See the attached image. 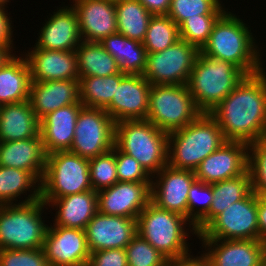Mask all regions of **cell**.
I'll return each instance as SVG.
<instances>
[{"label": "cell", "instance_id": "obj_1", "mask_svg": "<svg viewBox=\"0 0 266 266\" xmlns=\"http://www.w3.org/2000/svg\"><path fill=\"white\" fill-rule=\"evenodd\" d=\"M227 141L248 145L266 137V72L246 75L209 113Z\"/></svg>", "mask_w": 266, "mask_h": 266}, {"label": "cell", "instance_id": "obj_2", "mask_svg": "<svg viewBox=\"0 0 266 266\" xmlns=\"http://www.w3.org/2000/svg\"><path fill=\"white\" fill-rule=\"evenodd\" d=\"M244 22L236 13L227 9L214 24L200 53L233 63L246 75L262 71V50L255 42L250 26Z\"/></svg>", "mask_w": 266, "mask_h": 266}, {"label": "cell", "instance_id": "obj_3", "mask_svg": "<svg viewBox=\"0 0 266 266\" xmlns=\"http://www.w3.org/2000/svg\"><path fill=\"white\" fill-rule=\"evenodd\" d=\"M226 141L218 122L209 113H201L184 128L168 133L167 165L194 171Z\"/></svg>", "mask_w": 266, "mask_h": 266}, {"label": "cell", "instance_id": "obj_4", "mask_svg": "<svg viewBox=\"0 0 266 266\" xmlns=\"http://www.w3.org/2000/svg\"><path fill=\"white\" fill-rule=\"evenodd\" d=\"M137 232L169 261L191 256L187 238L190 233L198 237L187 218L159 208L152 201L137 218Z\"/></svg>", "mask_w": 266, "mask_h": 266}, {"label": "cell", "instance_id": "obj_5", "mask_svg": "<svg viewBox=\"0 0 266 266\" xmlns=\"http://www.w3.org/2000/svg\"><path fill=\"white\" fill-rule=\"evenodd\" d=\"M245 76L233 63L199 53L187 86L197 108L210 113Z\"/></svg>", "mask_w": 266, "mask_h": 266}, {"label": "cell", "instance_id": "obj_6", "mask_svg": "<svg viewBox=\"0 0 266 266\" xmlns=\"http://www.w3.org/2000/svg\"><path fill=\"white\" fill-rule=\"evenodd\" d=\"M114 145L135 158L152 177L167 165L168 133L145 120L115 123Z\"/></svg>", "mask_w": 266, "mask_h": 266}, {"label": "cell", "instance_id": "obj_7", "mask_svg": "<svg viewBox=\"0 0 266 266\" xmlns=\"http://www.w3.org/2000/svg\"><path fill=\"white\" fill-rule=\"evenodd\" d=\"M43 200L0 207V250L40 249L48 228L42 218ZM43 211V212H42ZM43 219V220H42Z\"/></svg>", "mask_w": 266, "mask_h": 266}, {"label": "cell", "instance_id": "obj_8", "mask_svg": "<svg viewBox=\"0 0 266 266\" xmlns=\"http://www.w3.org/2000/svg\"><path fill=\"white\" fill-rule=\"evenodd\" d=\"M40 184L41 199H58L93 190L90 183L89 159L69 150L48 154Z\"/></svg>", "mask_w": 266, "mask_h": 266}, {"label": "cell", "instance_id": "obj_9", "mask_svg": "<svg viewBox=\"0 0 266 266\" xmlns=\"http://www.w3.org/2000/svg\"><path fill=\"white\" fill-rule=\"evenodd\" d=\"M201 113L187 85H151L146 119L158 129L170 133L184 128Z\"/></svg>", "mask_w": 266, "mask_h": 266}, {"label": "cell", "instance_id": "obj_10", "mask_svg": "<svg viewBox=\"0 0 266 266\" xmlns=\"http://www.w3.org/2000/svg\"><path fill=\"white\" fill-rule=\"evenodd\" d=\"M200 49L179 39L167 49L147 54L142 76L151 85H187Z\"/></svg>", "mask_w": 266, "mask_h": 266}, {"label": "cell", "instance_id": "obj_11", "mask_svg": "<svg viewBox=\"0 0 266 266\" xmlns=\"http://www.w3.org/2000/svg\"><path fill=\"white\" fill-rule=\"evenodd\" d=\"M258 195L251 192L217 215L199 234L198 239L259 240Z\"/></svg>", "mask_w": 266, "mask_h": 266}, {"label": "cell", "instance_id": "obj_12", "mask_svg": "<svg viewBox=\"0 0 266 266\" xmlns=\"http://www.w3.org/2000/svg\"><path fill=\"white\" fill-rule=\"evenodd\" d=\"M115 137V122L102 108L80 109L74 140L69 151L91 159L112 150Z\"/></svg>", "mask_w": 266, "mask_h": 266}, {"label": "cell", "instance_id": "obj_13", "mask_svg": "<svg viewBox=\"0 0 266 266\" xmlns=\"http://www.w3.org/2000/svg\"><path fill=\"white\" fill-rule=\"evenodd\" d=\"M195 181L194 171L166 165L152 176L151 201L159 208L188 219V192Z\"/></svg>", "mask_w": 266, "mask_h": 266}, {"label": "cell", "instance_id": "obj_14", "mask_svg": "<svg viewBox=\"0 0 266 266\" xmlns=\"http://www.w3.org/2000/svg\"><path fill=\"white\" fill-rule=\"evenodd\" d=\"M151 202V182H120L97 192L98 212L137 219Z\"/></svg>", "mask_w": 266, "mask_h": 266}, {"label": "cell", "instance_id": "obj_15", "mask_svg": "<svg viewBox=\"0 0 266 266\" xmlns=\"http://www.w3.org/2000/svg\"><path fill=\"white\" fill-rule=\"evenodd\" d=\"M49 266H80L89 262L85 231L76 228L49 226L43 244Z\"/></svg>", "mask_w": 266, "mask_h": 266}, {"label": "cell", "instance_id": "obj_16", "mask_svg": "<svg viewBox=\"0 0 266 266\" xmlns=\"http://www.w3.org/2000/svg\"><path fill=\"white\" fill-rule=\"evenodd\" d=\"M249 145L226 141L194 170L196 180L212 184L238 177L248 170Z\"/></svg>", "mask_w": 266, "mask_h": 266}, {"label": "cell", "instance_id": "obj_17", "mask_svg": "<svg viewBox=\"0 0 266 266\" xmlns=\"http://www.w3.org/2000/svg\"><path fill=\"white\" fill-rule=\"evenodd\" d=\"M151 84L138 74H126L111 103L104 109L115 123L126 120H145L149 107Z\"/></svg>", "mask_w": 266, "mask_h": 266}, {"label": "cell", "instance_id": "obj_18", "mask_svg": "<svg viewBox=\"0 0 266 266\" xmlns=\"http://www.w3.org/2000/svg\"><path fill=\"white\" fill-rule=\"evenodd\" d=\"M209 266H263L266 242L262 240L199 239Z\"/></svg>", "mask_w": 266, "mask_h": 266}, {"label": "cell", "instance_id": "obj_19", "mask_svg": "<svg viewBox=\"0 0 266 266\" xmlns=\"http://www.w3.org/2000/svg\"><path fill=\"white\" fill-rule=\"evenodd\" d=\"M84 231L90 253L106 249H125L138 234L137 219L97 212Z\"/></svg>", "mask_w": 266, "mask_h": 266}, {"label": "cell", "instance_id": "obj_20", "mask_svg": "<svg viewBox=\"0 0 266 266\" xmlns=\"http://www.w3.org/2000/svg\"><path fill=\"white\" fill-rule=\"evenodd\" d=\"M71 6L57 7L56 11L47 16L41 27L35 48L47 50L75 51L82 41L78 15Z\"/></svg>", "mask_w": 266, "mask_h": 266}, {"label": "cell", "instance_id": "obj_21", "mask_svg": "<svg viewBox=\"0 0 266 266\" xmlns=\"http://www.w3.org/2000/svg\"><path fill=\"white\" fill-rule=\"evenodd\" d=\"M31 48L27 53L23 50L30 67L31 81L79 80L75 51Z\"/></svg>", "mask_w": 266, "mask_h": 266}, {"label": "cell", "instance_id": "obj_22", "mask_svg": "<svg viewBox=\"0 0 266 266\" xmlns=\"http://www.w3.org/2000/svg\"><path fill=\"white\" fill-rule=\"evenodd\" d=\"M82 41L101 42L118 32L115 3L106 0H73Z\"/></svg>", "mask_w": 266, "mask_h": 266}, {"label": "cell", "instance_id": "obj_23", "mask_svg": "<svg viewBox=\"0 0 266 266\" xmlns=\"http://www.w3.org/2000/svg\"><path fill=\"white\" fill-rule=\"evenodd\" d=\"M82 103L61 107L40 120V135L46 154L70 150Z\"/></svg>", "mask_w": 266, "mask_h": 266}, {"label": "cell", "instance_id": "obj_24", "mask_svg": "<svg viewBox=\"0 0 266 266\" xmlns=\"http://www.w3.org/2000/svg\"><path fill=\"white\" fill-rule=\"evenodd\" d=\"M29 101L40 120L61 107L81 103L78 80L31 81Z\"/></svg>", "mask_w": 266, "mask_h": 266}, {"label": "cell", "instance_id": "obj_25", "mask_svg": "<svg viewBox=\"0 0 266 266\" xmlns=\"http://www.w3.org/2000/svg\"><path fill=\"white\" fill-rule=\"evenodd\" d=\"M46 161L47 154L40 134L29 139L0 142V166L28 171L40 183Z\"/></svg>", "mask_w": 266, "mask_h": 266}, {"label": "cell", "instance_id": "obj_26", "mask_svg": "<svg viewBox=\"0 0 266 266\" xmlns=\"http://www.w3.org/2000/svg\"><path fill=\"white\" fill-rule=\"evenodd\" d=\"M41 200L44 201L48 208H56L57 210L53 226L84 230L98 212L97 192L94 190L58 199Z\"/></svg>", "mask_w": 266, "mask_h": 266}, {"label": "cell", "instance_id": "obj_27", "mask_svg": "<svg viewBox=\"0 0 266 266\" xmlns=\"http://www.w3.org/2000/svg\"><path fill=\"white\" fill-rule=\"evenodd\" d=\"M40 134V119L29 100L0 106V142L29 139Z\"/></svg>", "mask_w": 266, "mask_h": 266}, {"label": "cell", "instance_id": "obj_28", "mask_svg": "<svg viewBox=\"0 0 266 266\" xmlns=\"http://www.w3.org/2000/svg\"><path fill=\"white\" fill-rule=\"evenodd\" d=\"M30 67L26 57L14 55L0 67V106L29 100Z\"/></svg>", "mask_w": 266, "mask_h": 266}, {"label": "cell", "instance_id": "obj_29", "mask_svg": "<svg viewBox=\"0 0 266 266\" xmlns=\"http://www.w3.org/2000/svg\"><path fill=\"white\" fill-rule=\"evenodd\" d=\"M40 189V182L30 172L23 169L0 166L1 205L24 204L37 201L41 199ZM27 191L29 195H27ZM24 193L28 197L24 195L25 200H19L18 202L17 198L19 199Z\"/></svg>", "mask_w": 266, "mask_h": 266}, {"label": "cell", "instance_id": "obj_30", "mask_svg": "<svg viewBox=\"0 0 266 266\" xmlns=\"http://www.w3.org/2000/svg\"><path fill=\"white\" fill-rule=\"evenodd\" d=\"M100 43L116 59L120 72L142 75L148 54L142 42L117 32L107 36Z\"/></svg>", "mask_w": 266, "mask_h": 266}, {"label": "cell", "instance_id": "obj_31", "mask_svg": "<svg viewBox=\"0 0 266 266\" xmlns=\"http://www.w3.org/2000/svg\"><path fill=\"white\" fill-rule=\"evenodd\" d=\"M75 52L79 78L104 77L120 73L116 59L100 42L81 41Z\"/></svg>", "mask_w": 266, "mask_h": 266}, {"label": "cell", "instance_id": "obj_32", "mask_svg": "<svg viewBox=\"0 0 266 266\" xmlns=\"http://www.w3.org/2000/svg\"><path fill=\"white\" fill-rule=\"evenodd\" d=\"M252 191L249 170L238 177L212 183L213 200L208 211V224L228 206L244 199Z\"/></svg>", "mask_w": 266, "mask_h": 266}, {"label": "cell", "instance_id": "obj_33", "mask_svg": "<svg viewBox=\"0 0 266 266\" xmlns=\"http://www.w3.org/2000/svg\"><path fill=\"white\" fill-rule=\"evenodd\" d=\"M115 8L118 33L143 42L153 15L138 0H121Z\"/></svg>", "mask_w": 266, "mask_h": 266}, {"label": "cell", "instance_id": "obj_34", "mask_svg": "<svg viewBox=\"0 0 266 266\" xmlns=\"http://www.w3.org/2000/svg\"><path fill=\"white\" fill-rule=\"evenodd\" d=\"M125 73L111 76L81 77L79 83V98L84 107L105 109L112 101L119 84Z\"/></svg>", "mask_w": 266, "mask_h": 266}, {"label": "cell", "instance_id": "obj_35", "mask_svg": "<svg viewBox=\"0 0 266 266\" xmlns=\"http://www.w3.org/2000/svg\"><path fill=\"white\" fill-rule=\"evenodd\" d=\"M179 39V26L168 15H153L142 43L147 53H155L167 49Z\"/></svg>", "mask_w": 266, "mask_h": 266}, {"label": "cell", "instance_id": "obj_36", "mask_svg": "<svg viewBox=\"0 0 266 266\" xmlns=\"http://www.w3.org/2000/svg\"><path fill=\"white\" fill-rule=\"evenodd\" d=\"M212 200V184L196 180L191 185L188 192V220L195 226L198 234L208 225V211Z\"/></svg>", "mask_w": 266, "mask_h": 266}, {"label": "cell", "instance_id": "obj_37", "mask_svg": "<svg viewBox=\"0 0 266 266\" xmlns=\"http://www.w3.org/2000/svg\"><path fill=\"white\" fill-rule=\"evenodd\" d=\"M226 9L221 0H171L167 15L179 26L186 18L222 15Z\"/></svg>", "mask_w": 266, "mask_h": 266}, {"label": "cell", "instance_id": "obj_38", "mask_svg": "<svg viewBox=\"0 0 266 266\" xmlns=\"http://www.w3.org/2000/svg\"><path fill=\"white\" fill-rule=\"evenodd\" d=\"M89 175L92 189L96 192L118 182L115 153L109 152L89 159Z\"/></svg>", "mask_w": 266, "mask_h": 266}, {"label": "cell", "instance_id": "obj_39", "mask_svg": "<svg viewBox=\"0 0 266 266\" xmlns=\"http://www.w3.org/2000/svg\"><path fill=\"white\" fill-rule=\"evenodd\" d=\"M221 15H198L186 18L179 25L180 39L199 49L208 41L213 26Z\"/></svg>", "mask_w": 266, "mask_h": 266}, {"label": "cell", "instance_id": "obj_40", "mask_svg": "<svg viewBox=\"0 0 266 266\" xmlns=\"http://www.w3.org/2000/svg\"><path fill=\"white\" fill-rule=\"evenodd\" d=\"M128 266H167L169 260L137 234L125 247Z\"/></svg>", "mask_w": 266, "mask_h": 266}, {"label": "cell", "instance_id": "obj_41", "mask_svg": "<svg viewBox=\"0 0 266 266\" xmlns=\"http://www.w3.org/2000/svg\"><path fill=\"white\" fill-rule=\"evenodd\" d=\"M248 170L253 192L266 195V137L249 145Z\"/></svg>", "mask_w": 266, "mask_h": 266}, {"label": "cell", "instance_id": "obj_42", "mask_svg": "<svg viewBox=\"0 0 266 266\" xmlns=\"http://www.w3.org/2000/svg\"><path fill=\"white\" fill-rule=\"evenodd\" d=\"M112 151L115 153L118 181L151 182L152 177L135 158L121 152L115 145Z\"/></svg>", "mask_w": 266, "mask_h": 266}, {"label": "cell", "instance_id": "obj_43", "mask_svg": "<svg viewBox=\"0 0 266 266\" xmlns=\"http://www.w3.org/2000/svg\"><path fill=\"white\" fill-rule=\"evenodd\" d=\"M0 266H49L43 248L1 249Z\"/></svg>", "mask_w": 266, "mask_h": 266}, {"label": "cell", "instance_id": "obj_44", "mask_svg": "<svg viewBox=\"0 0 266 266\" xmlns=\"http://www.w3.org/2000/svg\"><path fill=\"white\" fill-rule=\"evenodd\" d=\"M91 266H128L125 249H106L91 252L89 262Z\"/></svg>", "mask_w": 266, "mask_h": 266}, {"label": "cell", "instance_id": "obj_45", "mask_svg": "<svg viewBox=\"0 0 266 266\" xmlns=\"http://www.w3.org/2000/svg\"><path fill=\"white\" fill-rule=\"evenodd\" d=\"M8 13L6 7L0 5V45L1 46H14V36L12 19ZM13 27V29H12Z\"/></svg>", "mask_w": 266, "mask_h": 266}, {"label": "cell", "instance_id": "obj_46", "mask_svg": "<svg viewBox=\"0 0 266 266\" xmlns=\"http://www.w3.org/2000/svg\"><path fill=\"white\" fill-rule=\"evenodd\" d=\"M152 15H167L171 0H138Z\"/></svg>", "mask_w": 266, "mask_h": 266}, {"label": "cell", "instance_id": "obj_47", "mask_svg": "<svg viewBox=\"0 0 266 266\" xmlns=\"http://www.w3.org/2000/svg\"><path fill=\"white\" fill-rule=\"evenodd\" d=\"M259 240L266 242V195H258Z\"/></svg>", "mask_w": 266, "mask_h": 266}, {"label": "cell", "instance_id": "obj_48", "mask_svg": "<svg viewBox=\"0 0 266 266\" xmlns=\"http://www.w3.org/2000/svg\"><path fill=\"white\" fill-rule=\"evenodd\" d=\"M169 265L170 266H209L208 262L202 255L201 256L191 255L184 259L170 261Z\"/></svg>", "mask_w": 266, "mask_h": 266}, {"label": "cell", "instance_id": "obj_49", "mask_svg": "<svg viewBox=\"0 0 266 266\" xmlns=\"http://www.w3.org/2000/svg\"><path fill=\"white\" fill-rule=\"evenodd\" d=\"M14 46H1L0 45V67H2L9 59H11L16 53H13ZM12 53V54H11Z\"/></svg>", "mask_w": 266, "mask_h": 266}, {"label": "cell", "instance_id": "obj_50", "mask_svg": "<svg viewBox=\"0 0 266 266\" xmlns=\"http://www.w3.org/2000/svg\"><path fill=\"white\" fill-rule=\"evenodd\" d=\"M11 2L10 0H0V5L7 7L8 3Z\"/></svg>", "mask_w": 266, "mask_h": 266}, {"label": "cell", "instance_id": "obj_51", "mask_svg": "<svg viewBox=\"0 0 266 266\" xmlns=\"http://www.w3.org/2000/svg\"><path fill=\"white\" fill-rule=\"evenodd\" d=\"M263 266H266V246L263 253Z\"/></svg>", "mask_w": 266, "mask_h": 266}, {"label": "cell", "instance_id": "obj_52", "mask_svg": "<svg viewBox=\"0 0 266 266\" xmlns=\"http://www.w3.org/2000/svg\"><path fill=\"white\" fill-rule=\"evenodd\" d=\"M106 1L117 3V2H120L121 0H106Z\"/></svg>", "mask_w": 266, "mask_h": 266}, {"label": "cell", "instance_id": "obj_53", "mask_svg": "<svg viewBox=\"0 0 266 266\" xmlns=\"http://www.w3.org/2000/svg\"><path fill=\"white\" fill-rule=\"evenodd\" d=\"M80 266H91L89 263L87 264H83V265H80Z\"/></svg>", "mask_w": 266, "mask_h": 266}]
</instances>
